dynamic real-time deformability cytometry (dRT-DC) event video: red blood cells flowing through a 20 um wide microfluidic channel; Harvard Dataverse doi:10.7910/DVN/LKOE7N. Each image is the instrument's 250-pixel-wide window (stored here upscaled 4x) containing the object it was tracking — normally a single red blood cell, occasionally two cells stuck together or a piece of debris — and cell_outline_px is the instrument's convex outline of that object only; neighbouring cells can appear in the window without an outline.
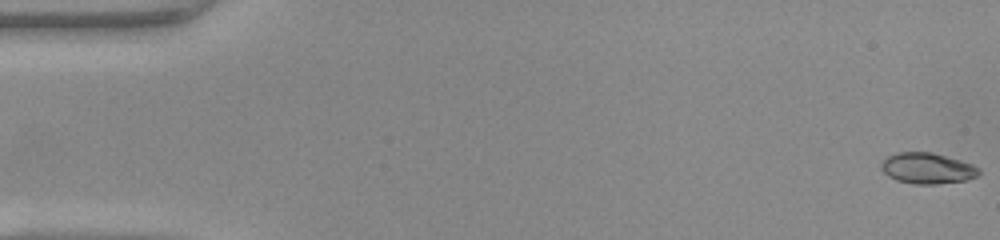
{"species": "common noctule bat (a hibernating species)", "species_latin": "Nyctalus noctula", "temperature_condition": "warm", "stored_images_in_passage": 49, "camera_frame_rate_fps": 3000, "um_per_image_px": 0.085, "animal": {"sex": "female", "body_mass_g": 22.0, "forearm_length_mm": 56.7}, "frame": {"image": 1, "passage_image": 1, "time_ms": 0.0, "image_size_px": [1000, 240], "cell_outline_px": [[980, 172], [976, 176], [964, 180], [936, 184], [916, 184], [896, 180], [888, 176], [880, 168], [880, 164], [888, 156], [896, 152], [932, 152], [960, 160], [972, 164], [980, 168]], "centroid_in_image_um": [78.8, 14.3], "position_along_channel_um": 6.2, "area_um2": 17.51}}
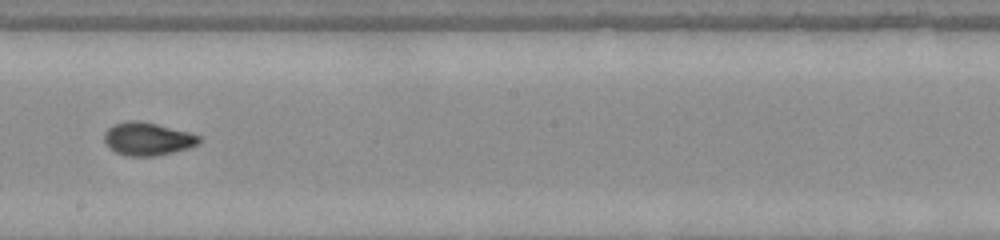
{"frame": {"image": 2, "passage_image": 28, "time_ms": 9.0, "image_size_px": [1000, 240], "cell_outline_px": [[204, 140], [200, 144], [188, 148], [156, 156], [128, 156], [116, 152], [108, 148], [104, 144], [104, 132], [112, 124], [128, 120], [140, 120], [188, 132], [200, 136]], "centroid_in_image_um": [12.53, 11.8], "position_along_channel_um": 235.7, "area_um2": 18.5}}
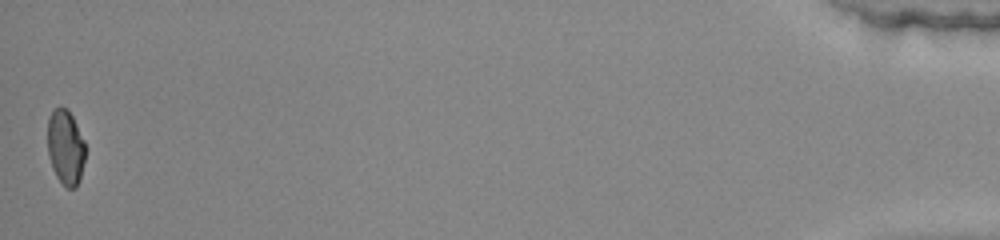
{"frame": {"image": 3, "passage_image": 49, "time_ms": 16.0, "image_size_px": [1000, 240], "cell_outline_px": [[84, 160], [80, 180], [76, 188], [68, 188], [56, 176], [52, 168], [48, 152], [48, 120], [52, 112], [56, 108], [64, 108], [72, 116], [84, 140]], "centroid_in_image_um": [5.57, 12.55], "position_along_channel_um": 429.6, "area_um2": 16.13}, "authors_computed_cell_mechanics": {"area_um2": 17.5712, "velocity_mm_per_s": 4.2028, "shape_relaxation_time_tau1_ms": 9.503, "shape_relaxation_time_tau2_ms": 0.9319, "deformation_change_tau1": 0.2789, "deformation_change_tau2": 0.0394}}